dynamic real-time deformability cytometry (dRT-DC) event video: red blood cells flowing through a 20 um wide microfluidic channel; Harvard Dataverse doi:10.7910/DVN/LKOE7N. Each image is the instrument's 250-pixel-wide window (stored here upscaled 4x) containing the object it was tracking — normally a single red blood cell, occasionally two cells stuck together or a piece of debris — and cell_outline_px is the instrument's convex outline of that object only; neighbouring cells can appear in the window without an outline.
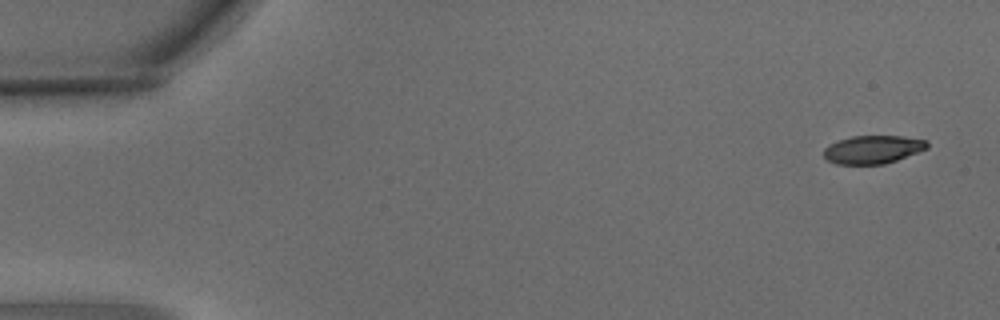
{"species": "common noctule bat (a hibernating species)", "species_latin": "Nyctalus noctula", "temperature_condition": "warm", "stored_images_in_passage": 8, "camera_frame_rate_fps": 3000, "um_per_image_px": 0.085, "animal": {"sex": "male", "body_mass_g": 15.6}, "frame": {"image": 1, "passage_image": 1, "time_ms": 0.0, "image_size_px": [1000, 320], "cell_outline_px": [[928, 148], [896, 160], [884, 164], [836, 164], [828, 160], [824, 156], [824, 148], [828, 144], [852, 136], [904, 136], [928, 140]], "centroid_in_image_um": [74.2, 12.7], "position_along_channel_um": 10.8, "area_um2": 16.94}}
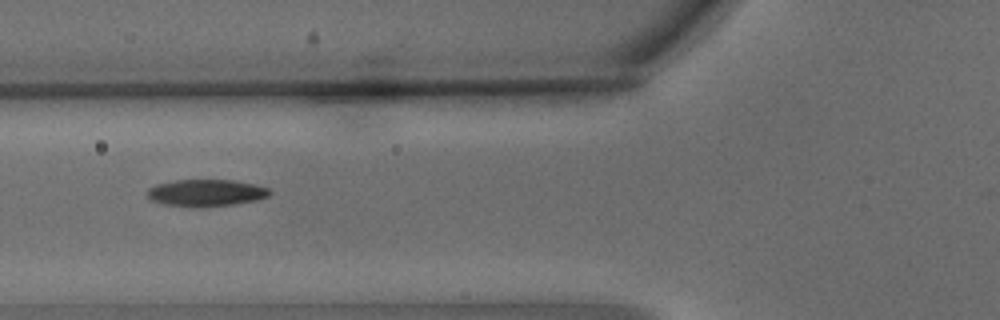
{"frame": {"image": 2, "passage_image": 5, "time_ms": 1.333, "image_size_px": [1000, 320], "cell_outline_px": [[272, 192], [268, 196], [256, 200], [236, 204], [200, 208], [164, 204], [152, 200], [148, 196], [148, 188], [156, 184], [176, 180], [232, 180], [252, 184], [268, 188]], "centroid_in_image_um": [17.51, 16.4], "position_along_channel_um": 108.3, "area_um2": 19.19}}
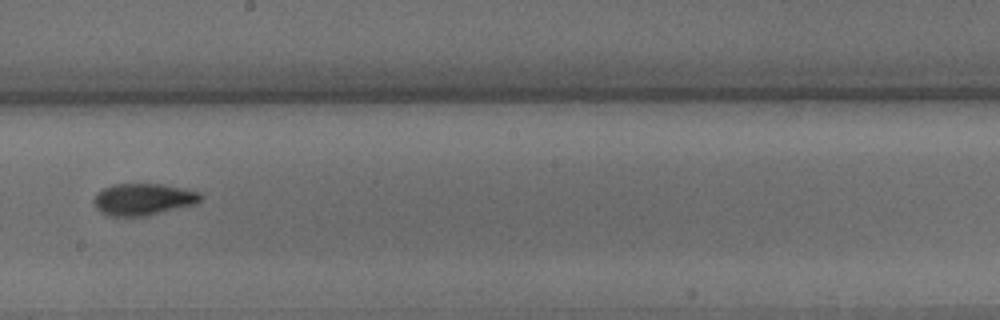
{"frame": {"image": 3, "passage_image": 8, "time_ms": 2.333, "image_size_px": [1000, 320], "cell_outline_px": [[204, 196], [196, 204], [144, 216], [108, 216], [100, 212], [96, 208], [92, 200], [96, 192], [112, 184], [160, 184], [200, 192]], "centroid_in_image_um": [12.13, 16.94], "position_along_channel_um": 236.1, "area_um2": 19.83}}